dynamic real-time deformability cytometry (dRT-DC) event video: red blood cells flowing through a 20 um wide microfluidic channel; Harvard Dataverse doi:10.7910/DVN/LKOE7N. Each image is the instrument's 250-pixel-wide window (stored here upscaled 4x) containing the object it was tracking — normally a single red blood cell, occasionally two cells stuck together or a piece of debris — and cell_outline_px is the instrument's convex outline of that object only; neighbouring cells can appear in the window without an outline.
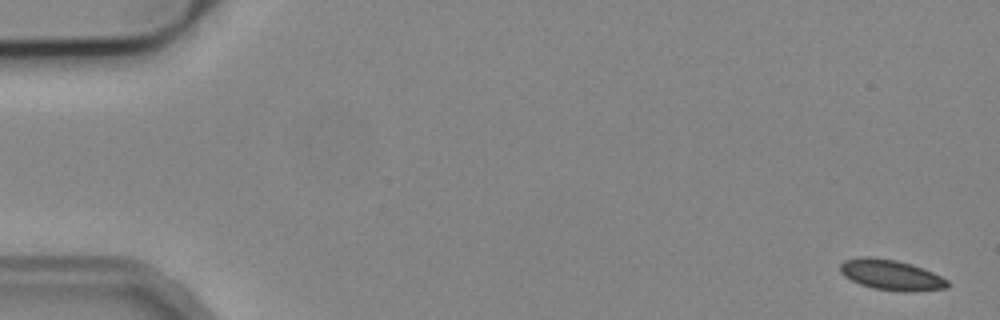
{"species": "common noctule bat (a hibernating species)", "species_latin": "Nyctalus noctula", "temperature_condition": "cold", "stored_images_in_passage": 6, "segment_of_instrument_passage": [1, 2], "camera_frame_rate_fps": 3000, "um_per_image_px": 0.085, "animal": {"sex": "male", "body_mass_g": 19.2, "forearm_length_mm": 51.8}, "frame": {"image": 1, "passage_image": 1, "time_ms": 0.0, "image_size_px": [1000, 320], "cell_outline_px": [[948, 288], [912, 292], [904, 292], [872, 288], [860, 284], [844, 276], [840, 272], [840, 264], [844, 260], [864, 256], [872, 256], [896, 260], [912, 264], [932, 272], [948, 280]], "centroid_in_image_um": [75.74, 23.37], "position_along_channel_um": 9.3, "area_um2": 19.13}}
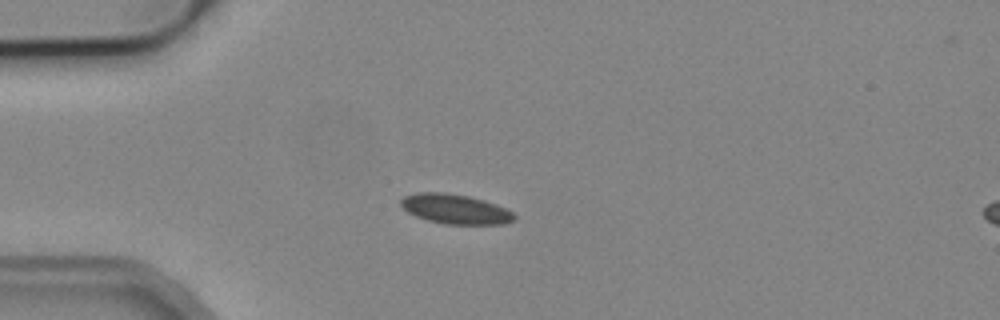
{"frame": {"image": 2, "passage_image": 5, "time_ms": 4.333, "image_size_px": [1000, 320], "cell_outline_px": [[516, 216], [512, 220], [504, 224], [444, 224], [428, 220], [416, 216], [408, 212], [400, 204], [400, 200], [404, 196], [416, 192], [444, 192], [468, 196], [484, 200], [496, 204], [512, 212]], "centroid_in_image_um": [38.67, 17.76], "position_along_channel_um": 46.3, "area_um2": 19.54}}